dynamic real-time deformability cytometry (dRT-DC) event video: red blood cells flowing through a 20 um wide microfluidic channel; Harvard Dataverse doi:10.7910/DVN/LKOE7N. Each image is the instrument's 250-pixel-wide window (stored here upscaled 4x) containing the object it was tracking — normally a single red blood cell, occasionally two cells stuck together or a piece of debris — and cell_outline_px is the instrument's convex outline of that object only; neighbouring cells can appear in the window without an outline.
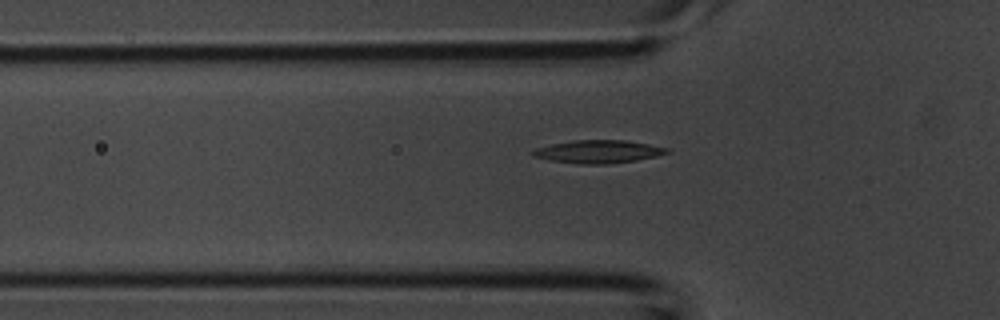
{"species": "common noctule bat (a hibernating species)", "species_latin": "Nyctalus noctula", "temperature_condition": "room temperature", "stored_images_in_passage": 25, "camera_frame_rate_fps": 3000, "um_per_image_px": 0.085, "animal": {"sex": "male", "body_mass_g": 20.1, "forearm_length_mm": 53.5}, "frame": {"image": 1, "passage_image": 2, "time_ms": 0.333, "image_size_px": [1000, 320], "cell_outline_px": [[672, 152], [656, 156], [636, 160], [608, 164], [580, 164], [548, 160], [532, 156], [532, 152], [536, 148], [552, 144], [576, 140], [624, 140], [672, 148]], "centroid_in_image_um": [50.9, 12.89], "position_along_channel_um": 74.9, "area_um2": 17.98}}
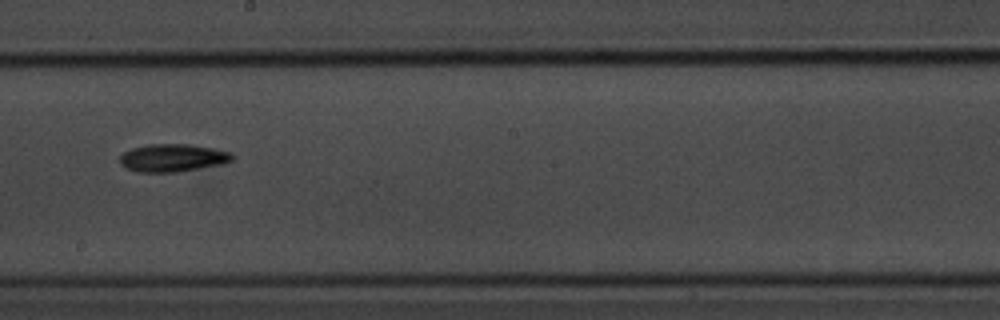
{"frame": {"image": 2, "passage_image": 12, "time_ms": 3.667, "image_size_px": [1000, 320], "cell_outline_px": [[236, 156], [232, 160], [224, 164], [180, 172], [136, 172], [124, 168], [120, 164], [120, 156], [124, 152], [132, 148], [148, 144], [188, 144], [212, 148], [232, 152]], "centroid_in_image_um": [14.7, 13.43], "position_along_channel_um": 233.5, "area_um2": 18.5}}
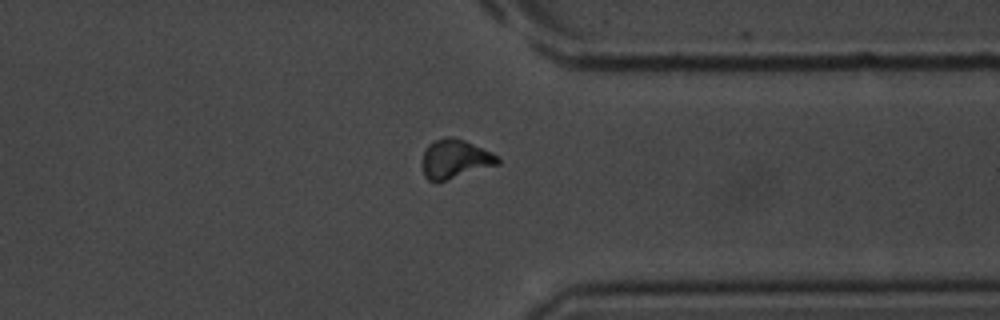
{"frame": {"image": 3, "passage_image": 21, "time_ms": 6.667, "image_size_px": [1000, 320], "cell_outline_px": [[500, 164], [444, 180], [428, 180], [424, 176], [420, 164], [424, 152], [428, 144], [432, 140], [444, 136], [448, 136], [464, 140], [492, 152], [500, 160]], "centroid_in_image_um": [38.63, 13.48], "position_along_channel_um": 372.8, "area_um2": 17.11}}